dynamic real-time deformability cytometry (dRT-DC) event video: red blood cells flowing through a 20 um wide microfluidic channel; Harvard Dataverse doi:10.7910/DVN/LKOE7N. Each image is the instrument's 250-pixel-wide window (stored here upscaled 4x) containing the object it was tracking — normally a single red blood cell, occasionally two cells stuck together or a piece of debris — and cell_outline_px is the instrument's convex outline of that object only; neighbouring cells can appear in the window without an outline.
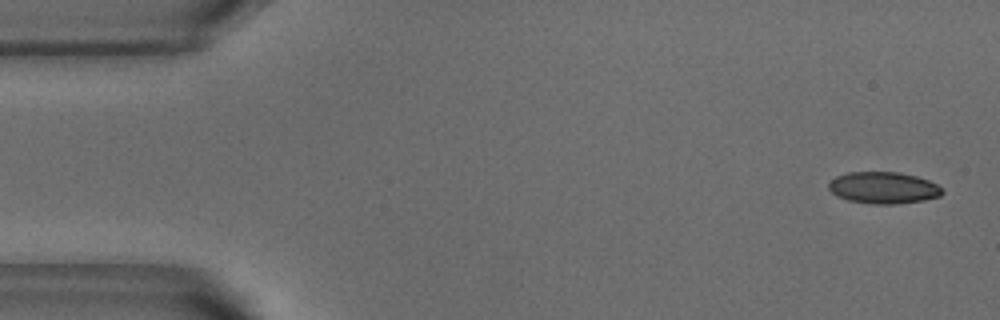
{"species": "common noctule bat (a hibernating species)", "species_latin": "Nyctalus noctula", "temperature_condition": "warm", "stored_images_in_passage": 47, "camera_frame_rate_fps": 3000, "um_per_image_px": 0.085, "animal": {"sex": "male", "body_mass_g": 18.8}, "frame": {"image": 1, "passage_image": 1, "time_ms": 0.0, "image_size_px": [1000, 320], "cell_outline_px": [[944, 192], [940, 196], [924, 200], [892, 204], [872, 204], [848, 200], [836, 196], [828, 188], [828, 184], [836, 176], [848, 172], [900, 172], [916, 176], [928, 180], [944, 188]], "centroid_in_image_um": [75.1, 15.96], "position_along_channel_um": 9.9, "area_um2": 21.04}}
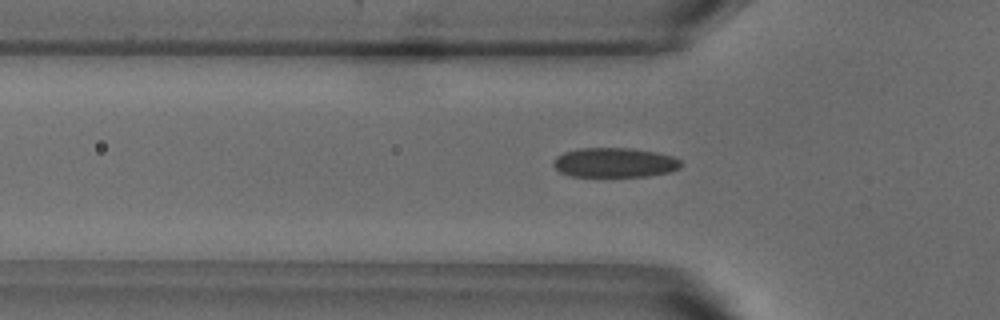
{"frame": {"image": 2, "passage_image": 15, "time_ms": 4.667, "image_size_px": [1000, 320], "cell_outline_px": [[680, 168], [668, 172], [648, 176], [572, 176], [560, 172], [552, 164], [552, 160], [556, 156], [564, 152], [580, 148], [632, 148], [656, 152], [672, 156], [680, 160]], "centroid_in_image_um": [52.21, 13.81], "position_along_channel_um": 73.6, "area_um2": 21.96}}
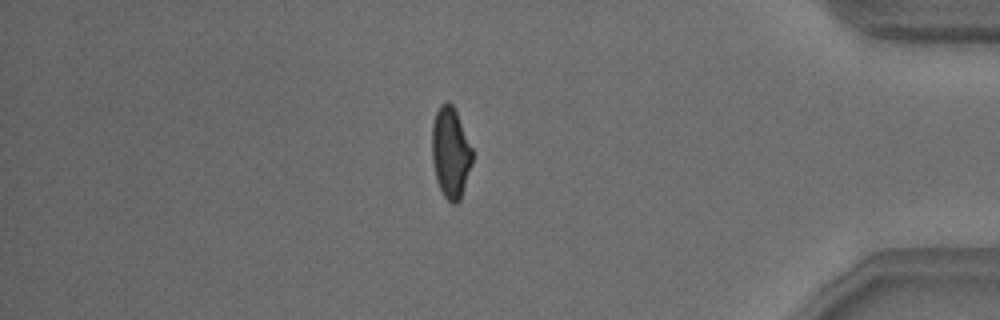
{"frame": {"image": 3, "passage_image": 43, "time_ms": 14.0, "image_size_px": [1000, 320], "cell_outline_px": [[472, 164], [460, 200], [456, 204], [452, 204], [444, 196], [436, 180], [432, 160], [432, 124], [436, 112], [440, 104], [448, 100], [452, 104], [456, 112], [472, 148]], "centroid_in_image_um": [38.29, 12.97], "position_along_channel_um": 396.9, "area_um2": 21.33}}